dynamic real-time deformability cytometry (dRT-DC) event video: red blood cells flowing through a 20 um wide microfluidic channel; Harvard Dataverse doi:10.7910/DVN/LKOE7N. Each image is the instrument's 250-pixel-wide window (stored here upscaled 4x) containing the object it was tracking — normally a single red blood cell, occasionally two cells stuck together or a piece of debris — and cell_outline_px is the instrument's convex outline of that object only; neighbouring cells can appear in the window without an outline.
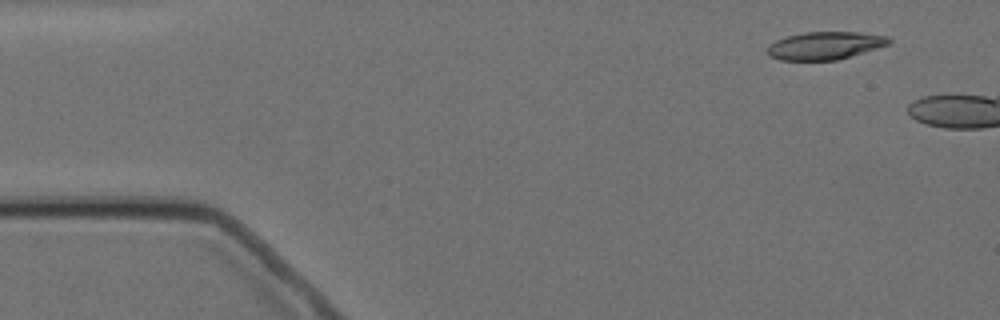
{"species": "Egyptian fruit bat (a non-hibernating species)", "species_latin": "Rousettus aegyptiacus", "temperature_condition": "cold", "stored_images_in_passage": 4, "camera_frame_rate_fps": 3000, "um_per_image_px": 0.085, "animal": {"sex": "female"}, "frame": {"image": 1, "passage_image": 1, "time_ms": 0.0, "image_size_px": [1000, 320], "cell_outline_px": [[892, 44], [836, 60], [780, 60], [772, 56], [768, 52], [768, 48], [776, 40], [788, 36], [804, 32], [860, 32], [888, 36], [892, 40]], "centroid_in_image_um": [70.21, 3.86], "position_along_channel_um": 14.8, "area_um2": 19.54}}